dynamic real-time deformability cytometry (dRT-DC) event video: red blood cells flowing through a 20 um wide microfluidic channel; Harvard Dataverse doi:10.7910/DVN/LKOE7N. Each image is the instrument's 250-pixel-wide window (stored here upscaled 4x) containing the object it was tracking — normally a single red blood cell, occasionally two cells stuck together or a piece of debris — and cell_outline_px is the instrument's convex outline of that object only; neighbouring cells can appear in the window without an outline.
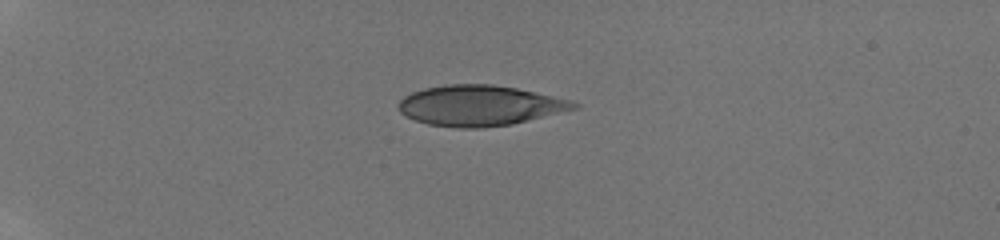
{"species": "human", "species_latin": "Homo sapiens", "temperature_condition": "room temperature", "stored_images_in_passage": 37, "camera_frame_rate_fps": 3000, "um_per_image_px": 0.085, "donor": {"sex": "male"}, "frame": {"image": 1, "passage_image": 1, "time_ms": 0.0, "image_size_px": [1000, 240], "cell_outline_px": [[580, 108], [512, 124], [480, 128], [456, 128], [428, 124], [416, 120], [400, 112], [400, 100], [404, 96], [412, 92], [424, 88], [444, 84], [492, 84], [516, 88], [572, 100], [580, 104]], "centroid_in_image_um": [40.81, 8.97], "position_along_channel_um": 44.2, "area_um2": 41.33}}
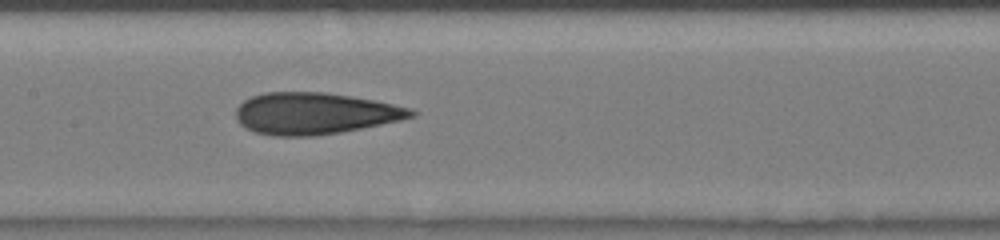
{"frame": {"image": 2, "passage_image": 15, "time_ms": 4.667, "image_size_px": [1000, 240], "cell_outline_px": [[420, 112], [416, 116], [400, 120], [340, 132], [316, 136], [272, 136], [256, 132], [244, 128], [236, 120], [236, 108], [244, 100], [252, 96], [264, 92], [324, 92], [372, 100], [412, 108]], "centroid_in_image_um": [26.73, 9.65], "position_along_channel_um": 180.7, "area_um2": 42.54}}
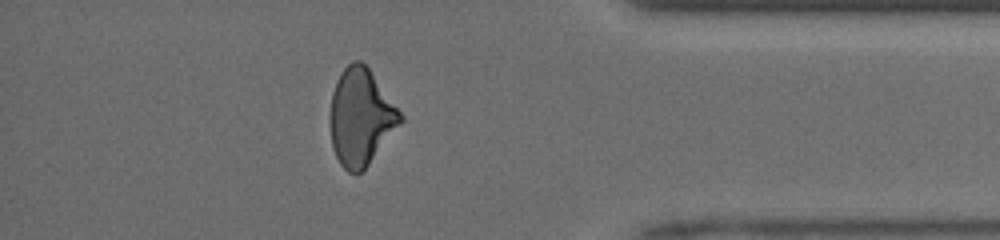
{"frame": {"image": 3, "passage_image": 32, "time_ms": 10.333, "image_size_px": [1000, 240], "cell_outline_px": [[404, 120], [368, 164], [360, 172], [348, 172], [340, 164], [332, 148], [332, 92], [336, 80], [340, 72], [352, 60], [360, 60], [368, 68], [404, 116]], "centroid_in_image_um": [30.68, 9.93], "position_along_channel_um": 404.5, "area_um2": 38.78}, "authors_computed_cell_mechanics": {"area_um2": 41.616, "velocity_mm_per_s": 4.266, "shape_relaxation_time_tau1_ms": null, "shape_relaxation_time_tau2_ms": 1.8412, "deformation_change_tau1": null, "deformation_change_tau2": 0.0973}}